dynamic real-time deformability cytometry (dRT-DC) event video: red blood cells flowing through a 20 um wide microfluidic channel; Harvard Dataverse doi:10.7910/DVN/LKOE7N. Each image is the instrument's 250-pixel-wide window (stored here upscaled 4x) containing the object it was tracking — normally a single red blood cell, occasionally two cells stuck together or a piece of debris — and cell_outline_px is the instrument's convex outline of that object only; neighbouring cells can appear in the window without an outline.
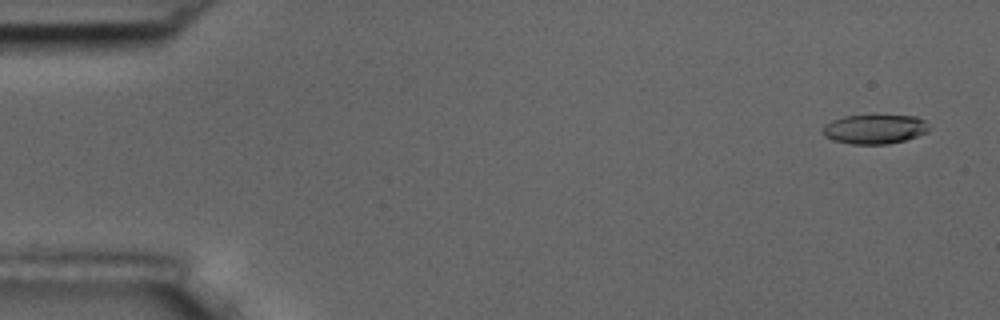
{"species": "common noctule bat (a hibernating species)", "species_latin": "Nyctalus noctula", "temperature_condition": "room temperature", "stored_images_in_passage": 56, "camera_frame_rate_fps": 3000, "um_per_image_px": 0.085, "animal": {"sex": "male", "body_mass_g": 17.5, "forearm_length_mm": 52.3}, "frame": {"image": 1, "passage_image": 2, "time_ms": 0.333, "image_size_px": [1000, 320], "cell_outline_px": [[928, 132], [904, 140], [888, 144], [852, 144], [832, 140], [824, 136], [824, 128], [832, 120], [844, 116], [916, 116], [924, 120], [928, 128]], "centroid_in_image_um": [74.35, 10.99], "position_along_channel_um": 10.7, "area_um2": 17.8}}
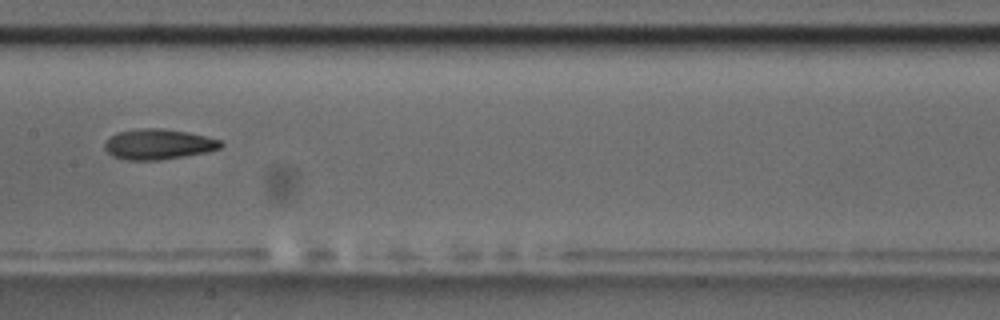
{"frame": {"image": 2, "passage_image": 28, "time_ms": 9.0, "image_size_px": [1000, 320], "cell_outline_px": [[224, 144], [220, 148], [208, 152], [160, 160], [124, 160], [112, 156], [104, 148], [104, 144], [116, 132], [140, 128], [164, 128], [188, 132], [220, 140]], "centroid_in_image_um": [13.45, 12.26], "position_along_channel_um": 193.9, "area_um2": 20.63}}
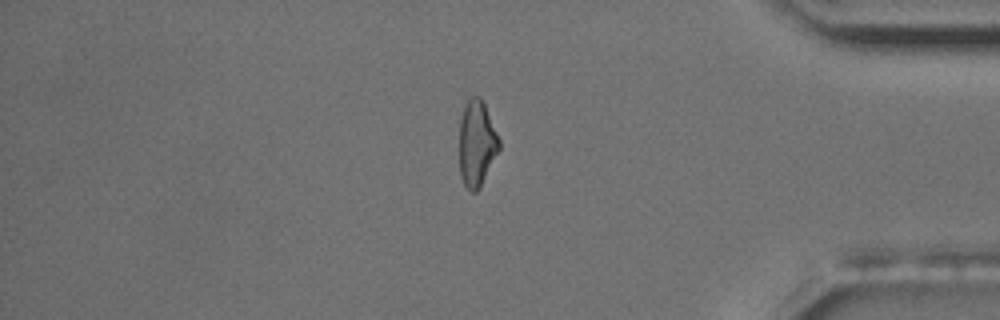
{"frame": {"image": 3, "passage_image": 47, "time_ms": 15.333, "image_size_px": [1000, 320], "cell_outline_px": [[500, 148], [480, 188], [476, 192], [472, 192], [464, 184], [460, 176], [460, 120], [464, 108], [468, 100], [472, 96], [480, 96], [484, 104], [500, 140]], "centroid_in_image_um": [40.53, 12.22], "position_along_channel_um": 394.7, "area_um2": 19.71}, "authors_computed_cell_mechanics": {"area_um2": 20.0277, "velocity_mm_per_s": 3.6125, "shape_relaxation_time_tau1_ms": 8.36, "shape_relaxation_time_tau2_ms": 1.5937, "deformation_change_tau1": 0.2453, "deformation_change_tau2": 0.0948}}